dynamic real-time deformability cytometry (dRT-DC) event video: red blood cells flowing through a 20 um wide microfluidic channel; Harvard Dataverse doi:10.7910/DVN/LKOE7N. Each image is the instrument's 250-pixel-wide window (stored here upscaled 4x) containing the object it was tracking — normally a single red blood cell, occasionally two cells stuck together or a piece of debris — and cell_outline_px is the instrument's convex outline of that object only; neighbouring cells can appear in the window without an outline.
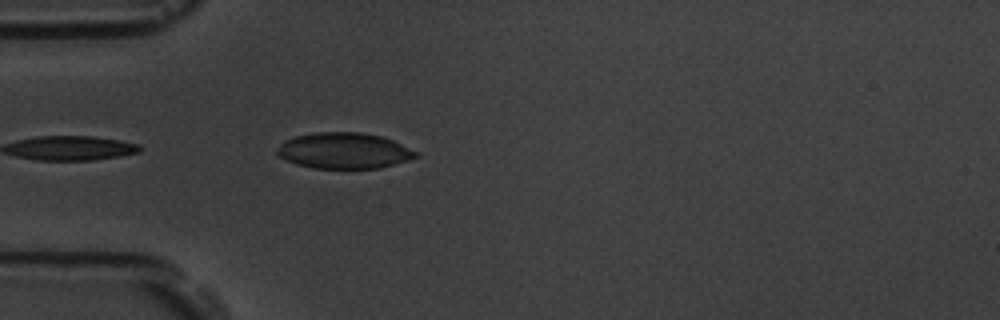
{"species": "common noctule bat (a hibernating species)", "species_latin": "Nyctalus noctula", "temperature_condition": "room temperature", "stored_images_in_passage": 3, "camera_frame_rate_fps": 3000, "um_per_image_px": 0.085, "animal": {"sex": "male", "body_mass_g": 19.5, "forearm_length_mm": 54.6}, "frame": {"image": 1, "passage_image": 3, "time_ms": 3.333, "image_size_px": [1000, 320], "cell_outline_px": [[420, 156], [408, 160], [380, 168], [312, 168], [296, 164], [284, 160], [276, 152], [280, 144], [284, 140], [296, 136], [316, 132], [360, 132], [380, 136], [392, 140], [416, 152]], "centroid_in_image_um": [29.21, 12.81], "position_along_channel_um": 55.8, "area_um2": 28.9}}